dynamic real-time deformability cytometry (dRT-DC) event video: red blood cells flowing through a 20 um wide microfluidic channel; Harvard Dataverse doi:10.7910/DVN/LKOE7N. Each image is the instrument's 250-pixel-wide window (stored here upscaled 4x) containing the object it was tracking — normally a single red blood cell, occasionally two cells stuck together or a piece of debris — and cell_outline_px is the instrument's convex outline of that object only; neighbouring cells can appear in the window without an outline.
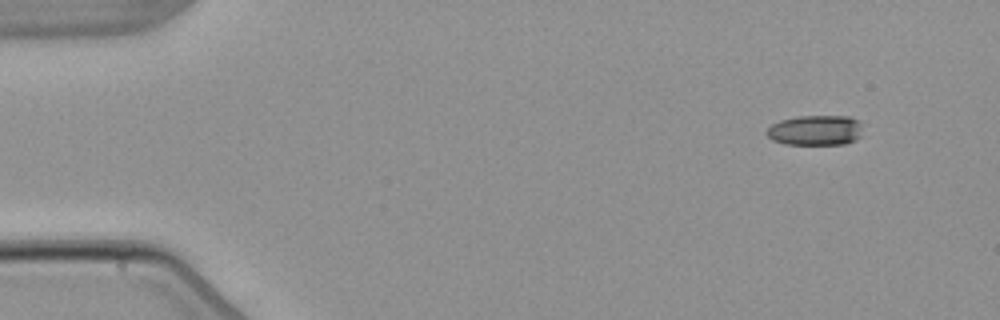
{"species": "common noctule bat (a hibernating species)", "species_latin": "Nyctalus noctula", "temperature_condition": "warm", "stored_images_in_passage": 3, "camera_frame_rate_fps": 3000, "um_per_image_px": 0.085, "animal": {"sex": "male", "body_mass_g": 21.5, "forearm_length_mm": 52.0}, "frame": {"image": 1, "passage_image": 1, "time_ms": 0.0, "image_size_px": [1000, 320], "cell_outline_px": [[864, 124], [860, 136], [856, 140], [844, 144], [784, 144], [772, 140], [764, 132], [772, 124], [780, 120], [796, 116], [848, 116], [860, 120]], "centroid_in_image_um": [69.34, 11.06], "position_along_channel_um": 15.7, "area_um2": 17.22}}